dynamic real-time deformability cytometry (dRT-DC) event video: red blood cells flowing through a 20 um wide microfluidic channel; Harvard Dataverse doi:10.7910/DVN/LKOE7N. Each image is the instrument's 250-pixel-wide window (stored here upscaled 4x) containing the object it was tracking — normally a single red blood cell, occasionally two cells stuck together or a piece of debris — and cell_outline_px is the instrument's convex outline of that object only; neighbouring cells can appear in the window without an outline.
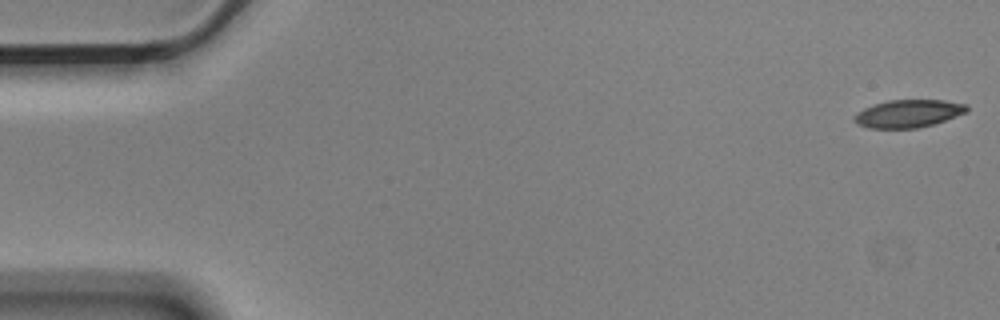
{"species": "Egyptian fruit bat (a non-hibernating species)", "species_latin": "Rousettus aegyptiacus", "temperature_condition": "cold", "stored_images_in_passage": 56, "camera_frame_rate_fps": 3000, "um_per_image_px": 0.085, "animal": {"sex": "male"}, "frame": {"image": 1, "passage_image": 1, "time_ms": 0.0, "image_size_px": [1000, 320], "cell_outline_px": [[968, 112], [932, 124], [916, 128], [868, 128], [856, 124], [852, 120], [852, 116], [856, 112], [872, 104], [888, 100], [944, 100], [968, 104]], "centroid_in_image_um": [77.16, 9.64], "position_along_channel_um": 7.8, "area_um2": 18.38}}
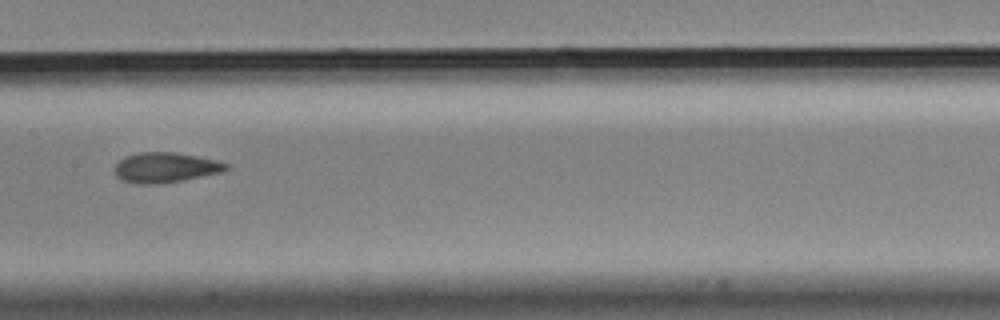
{"frame": {"image": 2, "passage_image": 28, "time_ms": 9.0, "image_size_px": [1000, 320], "cell_outline_px": [[228, 168], [224, 172], [184, 180], [160, 184], [136, 184], [120, 180], [116, 176], [116, 164], [120, 160], [128, 156], [140, 152], [176, 152], [216, 160], [228, 164]], "centroid_in_image_um": [14.08, 14.25], "position_along_channel_um": 193.3, "area_um2": 19.59}}
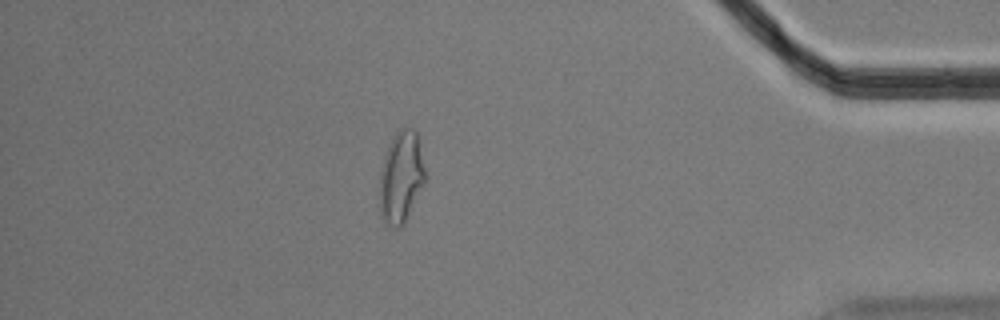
{"frame": {"image": 3, "passage_image": 49, "time_ms": 16.0, "image_size_px": [1000, 320], "cell_outline_px": [[424, 184], [404, 224], [400, 228], [392, 228], [384, 220], [380, 212], [380, 172], [384, 156], [392, 136], [400, 128], [416, 128], [420, 144], [424, 168]], "centroid_in_image_um": [34.09, 15.04], "position_along_channel_um": 401.1, "area_um2": 24.33}, "authors_computed_cell_mechanics": {"area_um2": 19.5942, "velocity_mm_per_s": 3.5383, "shape_relaxation_time_tau1_ms": 5.5256, "shape_relaxation_time_tau2_ms": 2.2694, "deformation_change_tau1": 0.1675, "deformation_change_tau2": 0.0925}}